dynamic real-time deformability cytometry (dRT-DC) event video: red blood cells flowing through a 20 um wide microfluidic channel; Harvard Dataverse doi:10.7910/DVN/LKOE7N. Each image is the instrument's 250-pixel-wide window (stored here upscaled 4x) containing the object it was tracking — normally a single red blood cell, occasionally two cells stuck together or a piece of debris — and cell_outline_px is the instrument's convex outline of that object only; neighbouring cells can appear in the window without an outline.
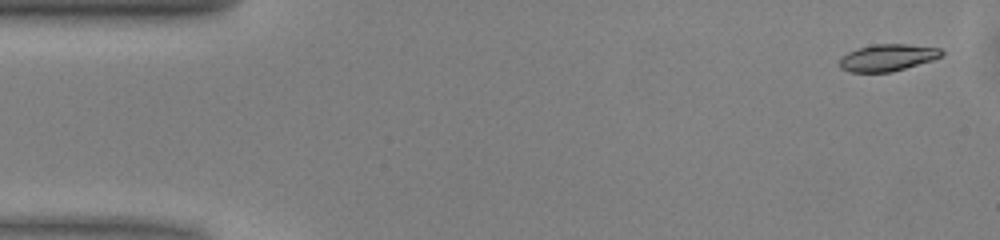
{"species": "common noctule bat (a hibernating species)", "species_latin": "Nyctalus noctula", "temperature_condition": "warm", "stored_images_in_passage": 50, "camera_frame_rate_fps": 3000, "um_per_image_px": 0.085, "animal": {"sex": "male", "body_mass_g": 13.0, "forearm_length_mm": 53.1}, "frame": {"image": 1, "passage_image": 2, "time_ms": 0.333, "image_size_px": [1000, 240], "cell_outline_px": [[944, 52], [940, 56], [932, 60], [892, 72], [852, 72], [840, 68], [840, 56], [848, 52], [872, 44], [908, 44], [940, 48]], "centroid_in_image_um": [75.43, 4.89], "position_along_channel_um": 9.6, "area_um2": 15.9}}
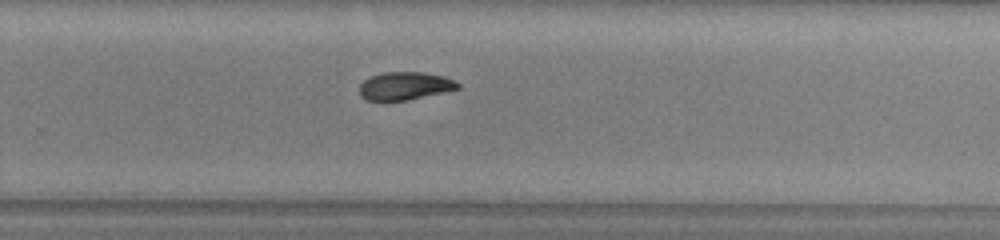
{"frame": {"image": 2, "passage_image": 32, "time_ms": 10.333, "image_size_px": [1000, 240], "cell_outline_px": [[460, 88], [408, 100], [364, 100], [360, 96], [360, 84], [364, 80], [372, 76], [384, 72], [420, 72], [444, 76], [456, 80], [460, 84]], "centroid_in_image_um": [34.42, 7.3], "position_along_channel_um": 295.4, "area_um2": 15.95}}
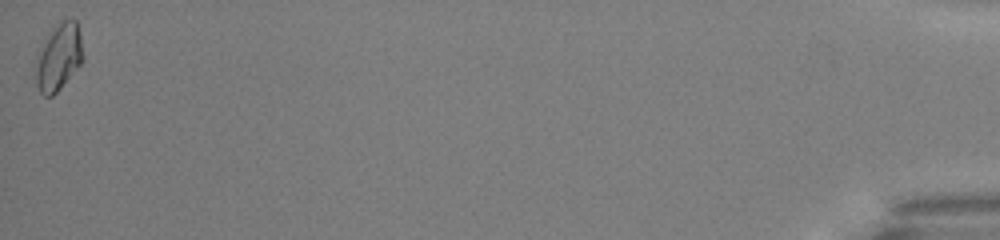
{"frame": {"image": 3, "passage_image": 50, "time_ms": 16.333, "image_size_px": [1000, 240], "cell_outline_px": [[84, 56], [80, 64], [60, 88], [52, 96], [44, 96], [40, 92], [36, 84], [32, 68], [36, 56], [48, 32], [60, 20], [76, 20], [80, 32]], "centroid_in_image_um": [4.94, 4.85], "position_along_channel_um": 430.3, "area_um2": 18.84}, "authors_computed_cell_mechanics": {"area_um2": 16.7909, "velocity_mm_per_s": 4.0476, "shape_relaxation_time_tau1_ms": 2.9487, "shape_relaxation_time_tau2_ms": null, "deformation_change_tau1": 0.1182, "deformation_change_tau2": null}}